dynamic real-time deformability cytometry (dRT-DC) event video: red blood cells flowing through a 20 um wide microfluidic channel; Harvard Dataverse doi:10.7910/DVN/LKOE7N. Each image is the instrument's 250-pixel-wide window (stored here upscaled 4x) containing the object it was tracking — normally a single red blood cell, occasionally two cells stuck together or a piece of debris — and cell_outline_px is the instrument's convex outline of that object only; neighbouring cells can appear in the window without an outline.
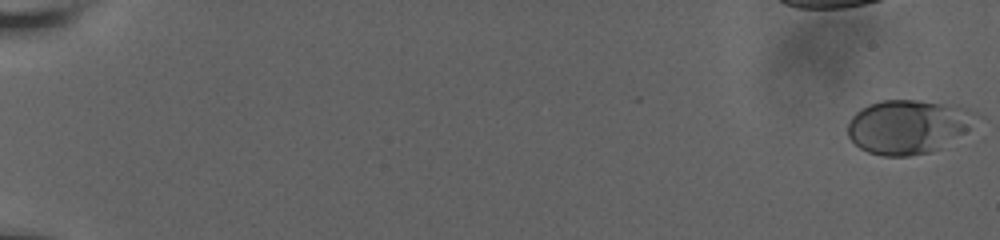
{"species": "human", "species_latin": "Homo sapiens", "temperature_condition": "room temperature", "stored_images_in_passage": 56, "camera_frame_rate_fps": 3000, "um_per_image_px": 0.085, "donor": {"sex": "male"}, "frame": {"image": 1, "passage_image": 1, "time_ms": 0.0, "image_size_px": [1000, 240], "cell_outline_px": [[968, 128], [964, 132], [940, 148], [932, 152], [908, 156], [884, 156], [868, 152], [860, 148], [848, 136], [848, 124], [852, 116], [860, 108], [868, 104], [880, 100], [920, 100], [968, 108]], "centroid_in_image_um": [77.04, 10.77], "position_along_channel_um": 8.0, "area_um2": 39.36}}
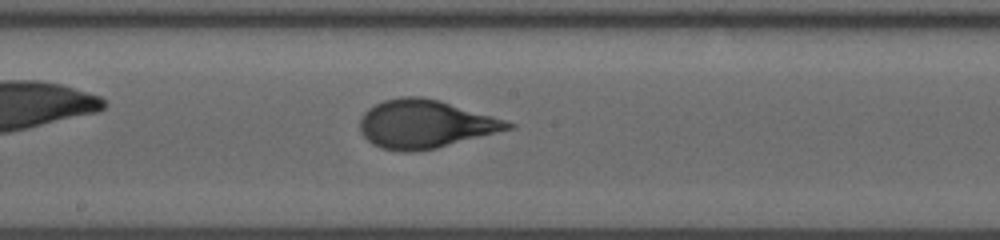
{"frame": {"image": 2, "passage_image": 35, "time_ms": 11.333, "image_size_px": [1000, 240], "cell_outline_px": [[516, 124], [512, 128], [436, 148], [412, 152], [404, 152], [380, 148], [372, 144], [360, 132], [360, 120], [364, 112], [368, 108], [384, 100], [400, 96], [420, 96], [440, 100], [504, 120]], "centroid_in_image_um": [36.08, 10.54], "position_along_channel_um": 212.1, "area_um2": 41.27}}
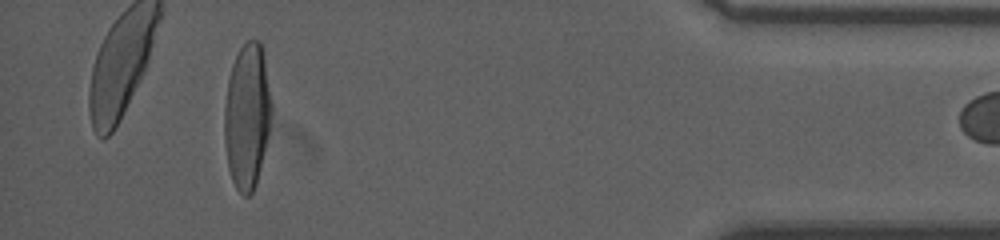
{"frame": {"image": 3, "passage_image": 55, "time_ms": 18.0, "image_size_px": [1000, 240], "cell_outline_px": [[272, 112], [268, 132], [260, 168], [256, 184], [252, 192], [248, 196], [244, 196], [236, 188], [232, 180], [228, 168], [224, 144], [224, 108], [228, 80], [232, 64], [240, 48], [248, 40], [260, 40], [264, 52], [272, 104]], "centroid_in_image_um": [21.0, 9.84], "position_along_channel_um": 414.2, "area_um2": 40.06}}